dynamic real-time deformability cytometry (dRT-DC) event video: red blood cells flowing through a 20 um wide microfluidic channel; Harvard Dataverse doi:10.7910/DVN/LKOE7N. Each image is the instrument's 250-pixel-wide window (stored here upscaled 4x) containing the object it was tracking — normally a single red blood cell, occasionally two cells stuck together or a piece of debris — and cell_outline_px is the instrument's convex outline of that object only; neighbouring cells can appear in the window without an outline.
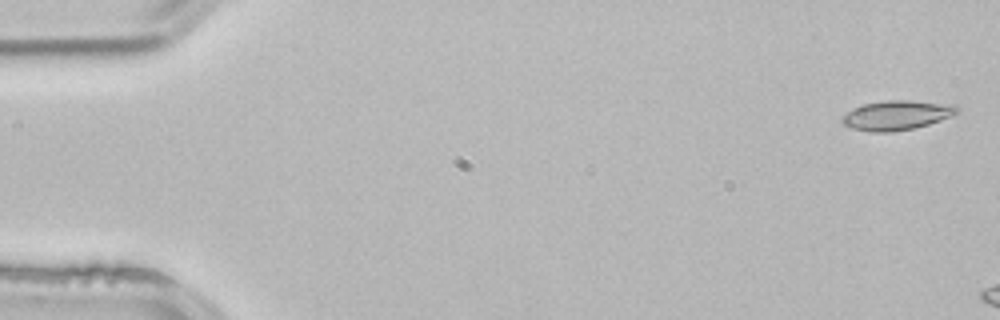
{"species": "common noctule bat (a hibernating species)", "species_latin": "Nyctalus noctula", "temperature_condition": "room temperature", "stored_images_in_passage": 3, "camera_frame_rate_fps": 3000, "um_per_image_px": 0.085, "animal": {"sex": "male", "body_mass_g": 21.5, "forearm_length_mm": 52.0}, "frame": {"image": 1, "passage_image": 1, "time_ms": 0.0, "image_size_px": [1000, 320], "cell_outline_px": [[960, 112], [940, 120], [916, 128], [892, 132], [868, 132], [852, 128], [844, 124], [840, 120], [840, 116], [852, 108], [864, 104], [888, 100], [912, 100], [956, 104], [960, 108]], "centroid_in_image_um": [76.23, 9.79], "position_along_channel_um": 8.8, "area_um2": 20.11}}